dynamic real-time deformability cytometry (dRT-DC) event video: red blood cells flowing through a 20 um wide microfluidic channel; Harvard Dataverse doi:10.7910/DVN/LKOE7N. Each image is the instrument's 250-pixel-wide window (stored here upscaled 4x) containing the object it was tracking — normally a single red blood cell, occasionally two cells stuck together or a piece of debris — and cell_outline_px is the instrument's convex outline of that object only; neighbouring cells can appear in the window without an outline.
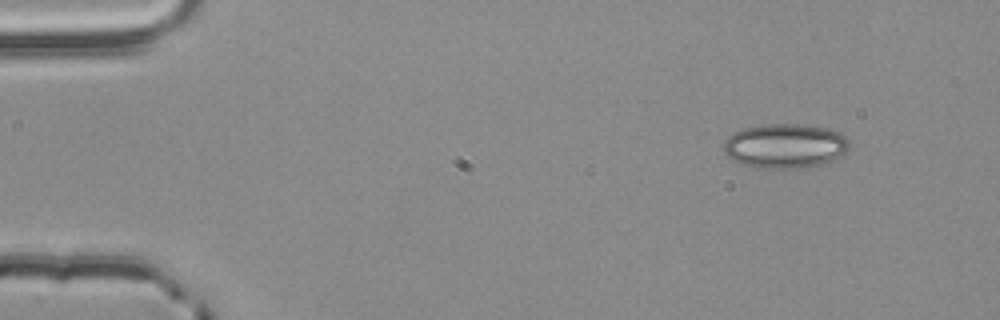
{"species": "common noctule bat (a hibernating species)", "species_latin": "Nyctalus noctula", "temperature_condition": "room temperature", "stored_images_in_passage": 3, "camera_frame_rate_fps": 3000, "um_per_image_px": 0.085, "animal": {"sex": "male", "body_mass_g": 20.4}, "frame": {"image": 1, "passage_image": 1, "time_ms": 0.0, "image_size_px": [1000, 320], "cell_outline_px": [[848, 148], [844, 156], [820, 164], [804, 168], [760, 168], [744, 164], [732, 160], [724, 152], [724, 140], [728, 136], [744, 128], [768, 124], [804, 124], [828, 128], [840, 132], [848, 140]], "centroid_in_image_um": [66.76, 12.4], "position_along_channel_um": 18.2, "area_um2": 32.66}}